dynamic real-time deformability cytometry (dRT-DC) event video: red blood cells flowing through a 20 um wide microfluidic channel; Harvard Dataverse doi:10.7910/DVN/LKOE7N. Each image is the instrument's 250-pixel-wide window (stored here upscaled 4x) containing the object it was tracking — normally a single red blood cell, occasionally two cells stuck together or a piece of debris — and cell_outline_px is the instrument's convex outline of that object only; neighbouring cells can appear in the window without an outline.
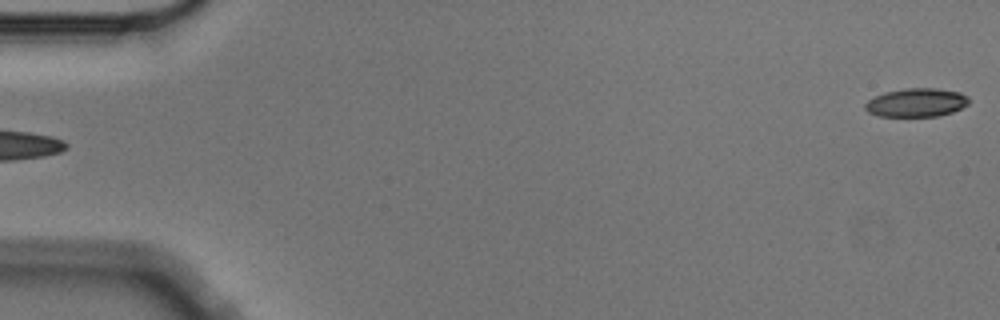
{"species": "Egyptian fruit bat (a non-hibernating species)", "species_latin": "Rousettus aegyptiacus", "temperature_condition": "cold", "stored_images_in_passage": 5, "segment_of_instrument_passage": [2, 2], "camera_frame_rate_fps": 3000, "um_per_image_px": 0.085, "animal": {"sex": "male"}, "frame": {"image": 1, "passage_image": 5, "time_ms": 1.333, "image_size_px": [1000, 320], "cell_outline_px": [[968, 104], [952, 112], [940, 116], [876, 116], [868, 112], [864, 108], [864, 104], [868, 100], [884, 92], [904, 88], [936, 88], [960, 92], [968, 96]], "centroid_in_image_um": [77.87, 8.71], "position_along_channel_um": 7.1, "area_um2": 17.34}}